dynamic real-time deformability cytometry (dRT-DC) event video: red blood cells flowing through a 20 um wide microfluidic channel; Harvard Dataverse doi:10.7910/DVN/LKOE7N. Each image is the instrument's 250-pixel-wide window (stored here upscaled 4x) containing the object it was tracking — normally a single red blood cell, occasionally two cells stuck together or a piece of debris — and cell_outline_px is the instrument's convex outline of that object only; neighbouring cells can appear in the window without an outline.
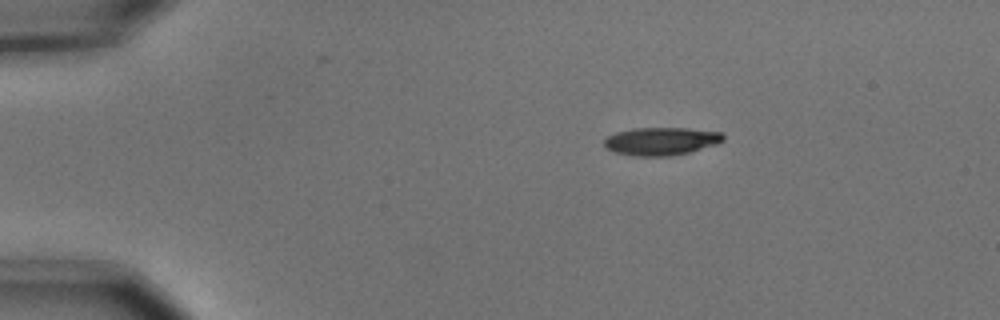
{"species": "common noctule bat (a hibernating species)", "species_latin": "Nyctalus noctula", "temperature_condition": "cold", "stored_images_in_passage": 4, "camera_frame_rate_fps": 3000, "um_per_image_px": 0.085, "animal": {"sex": "male", "body_mass_g": 15.6}, "frame": {"image": 1, "passage_image": 1, "time_ms": 0.0, "image_size_px": [1000, 320], "cell_outline_px": [[724, 140], [716, 144], [688, 152], [668, 156], [636, 156], [612, 152], [604, 144], [604, 140], [608, 136], [616, 132], [636, 128], [684, 128], [724, 132]], "centroid_in_image_um": [56.2, 12.0], "position_along_channel_um": 28.8, "area_um2": 19.25}}
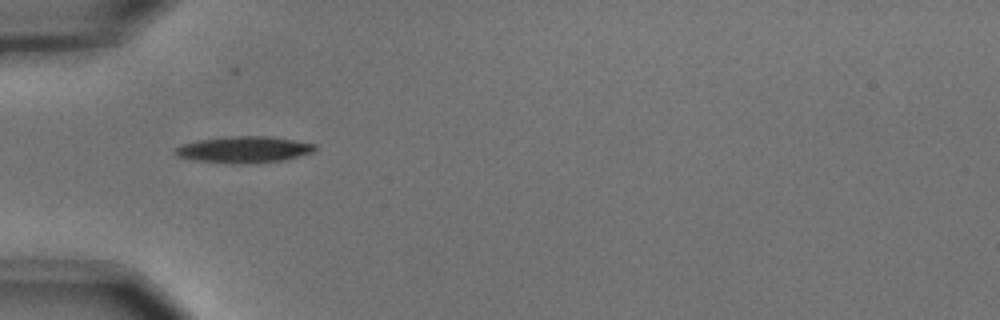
{"frame": {"image": 2, "passage_image": 3, "time_ms": 0.667, "image_size_px": [1000, 320], "cell_outline_px": [[316, 148], [312, 152], [284, 160], [248, 164], [232, 164], [196, 160], [176, 156], [176, 148], [184, 144], [196, 140], [224, 136], [264, 136], [292, 140], [316, 144]], "centroid_in_image_um": [20.72, 12.72], "position_along_channel_um": 64.3, "area_um2": 21.44}}
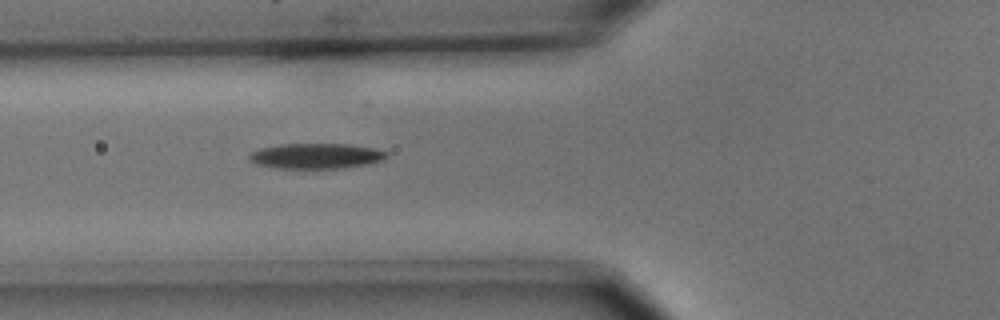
{"frame": {"image": 3, "passage_image": 4, "time_ms": 1.0, "image_size_px": [1000, 320], "cell_outline_px": [[388, 156], [384, 160], [368, 164], [344, 168], [276, 168], [256, 164], [248, 156], [252, 152], [260, 148], [280, 144], [348, 144], [376, 148], [388, 152]], "centroid_in_image_um": [26.92, 13.25], "position_along_channel_um": 98.9, "area_um2": 20.35}}